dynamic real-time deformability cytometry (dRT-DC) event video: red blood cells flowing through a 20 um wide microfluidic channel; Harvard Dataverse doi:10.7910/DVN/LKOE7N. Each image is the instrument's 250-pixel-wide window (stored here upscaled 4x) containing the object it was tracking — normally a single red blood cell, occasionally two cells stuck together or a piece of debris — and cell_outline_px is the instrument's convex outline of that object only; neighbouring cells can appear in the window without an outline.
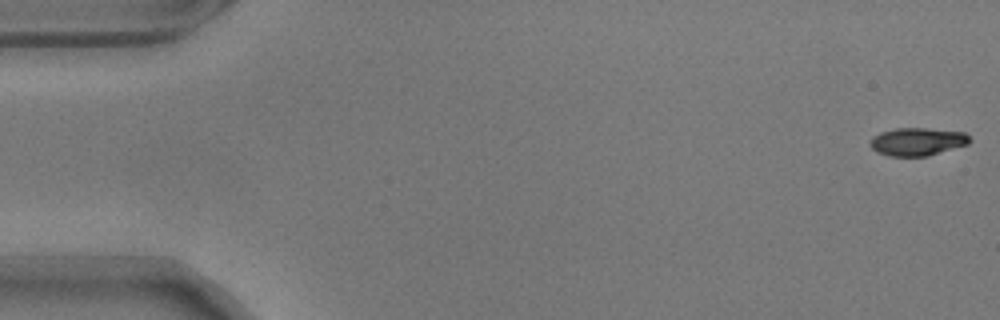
{"species": "common noctule bat (a hibernating species)", "species_latin": "Nyctalus noctula", "temperature_condition": "warm", "stored_images_in_passage": 30, "camera_frame_rate_fps": 3000, "um_per_image_px": 0.085, "animal": {"sex": "male", "body_mass_g": 17.9}, "frame": {"image": 1, "passage_image": 1, "time_ms": 0.0, "image_size_px": [1000, 320], "cell_outline_px": [[972, 140], [968, 144], [928, 156], [888, 156], [876, 152], [872, 148], [872, 136], [880, 132], [896, 128], [928, 128], [964, 132]], "centroid_in_image_um": [77.99, 12.04], "position_along_channel_um": 7.0, "area_um2": 16.18}}
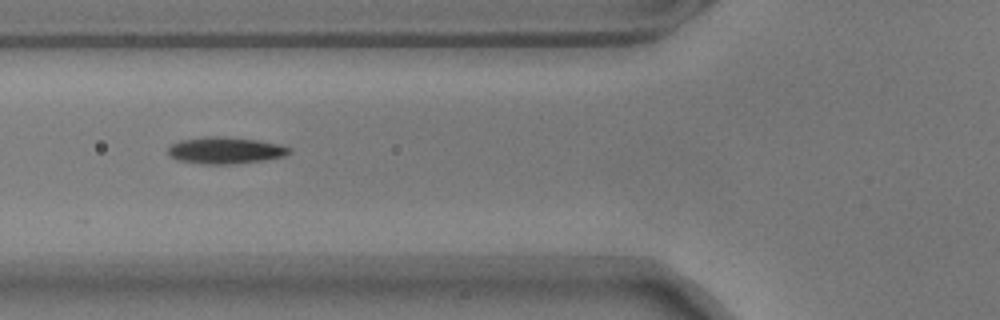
{"frame": {"image": 2, "passage_image": 21, "time_ms": 6.667, "image_size_px": [1000, 320], "cell_outline_px": [[292, 152], [284, 156], [264, 160], [228, 164], [204, 164], [180, 160], [168, 156], [168, 148], [172, 144], [180, 140], [204, 136], [220, 136], [256, 140], [280, 144], [292, 148]], "centroid_in_image_um": [19.16, 12.77], "position_along_channel_um": 106.6, "area_um2": 18.84}}
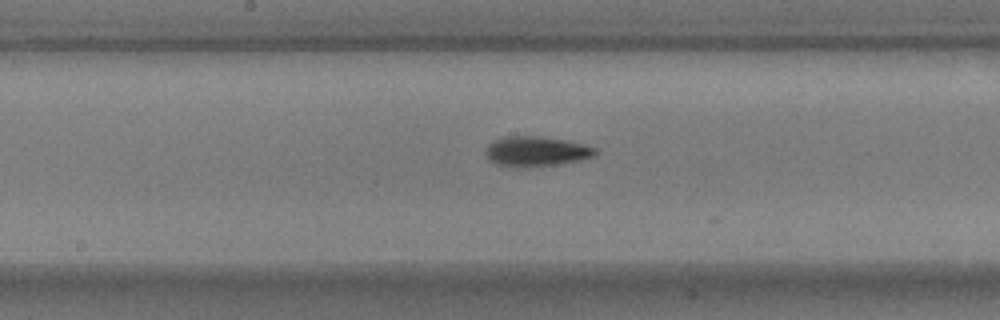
{"frame": {"image": 3, "passage_image": 29, "time_ms": 9.333, "image_size_px": [1000, 320], "cell_outline_px": [[600, 152], [596, 156], [580, 160], [560, 164], [524, 168], [512, 168], [496, 164], [488, 160], [484, 156], [484, 152], [488, 144], [492, 140], [504, 136], [540, 136], [568, 140], [584, 144], [596, 148]], "centroid_in_image_um": [45.56, 12.88], "position_along_channel_um": 202.6, "area_um2": 19.94}}